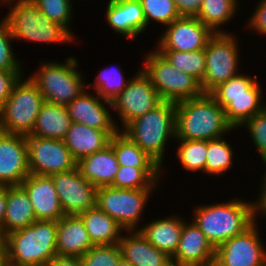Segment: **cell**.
<instances>
[{"mask_svg":"<svg viewBox=\"0 0 266 266\" xmlns=\"http://www.w3.org/2000/svg\"><path fill=\"white\" fill-rule=\"evenodd\" d=\"M230 200V201H228ZM225 202L198 204L192 220L217 249L225 241L245 232L254 224V205L243 198H232Z\"/></svg>","mask_w":266,"mask_h":266,"instance_id":"cell-1","label":"cell"},{"mask_svg":"<svg viewBox=\"0 0 266 266\" xmlns=\"http://www.w3.org/2000/svg\"><path fill=\"white\" fill-rule=\"evenodd\" d=\"M175 140H211L238 130L210 93L175 103Z\"/></svg>","mask_w":266,"mask_h":266,"instance_id":"cell-2","label":"cell"},{"mask_svg":"<svg viewBox=\"0 0 266 266\" xmlns=\"http://www.w3.org/2000/svg\"><path fill=\"white\" fill-rule=\"evenodd\" d=\"M57 221L36 220L3 239L6 266H45L56 253Z\"/></svg>","mask_w":266,"mask_h":266,"instance_id":"cell-3","label":"cell"},{"mask_svg":"<svg viewBox=\"0 0 266 266\" xmlns=\"http://www.w3.org/2000/svg\"><path fill=\"white\" fill-rule=\"evenodd\" d=\"M10 7L4 16L14 41L42 44H70L76 39L61 25L55 23L37 8L31 0H0ZM9 5V6H8Z\"/></svg>","mask_w":266,"mask_h":266,"instance_id":"cell-4","label":"cell"},{"mask_svg":"<svg viewBox=\"0 0 266 266\" xmlns=\"http://www.w3.org/2000/svg\"><path fill=\"white\" fill-rule=\"evenodd\" d=\"M175 125V103L163 101L155 109L132 120L122 132L162 167L166 145L171 142L170 138L175 139Z\"/></svg>","mask_w":266,"mask_h":266,"instance_id":"cell-5","label":"cell"},{"mask_svg":"<svg viewBox=\"0 0 266 266\" xmlns=\"http://www.w3.org/2000/svg\"><path fill=\"white\" fill-rule=\"evenodd\" d=\"M75 56L65 62L39 61V68L29 75L46 102L67 106L86 89L84 74ZM84 78V79H83Z\"/></svg>","mask_w":266,"mask_h":266,"instance_id":"cell-6","label":"cell"},{"mask_svg":"<svg viewBox=\"0 0 266 266\" xmlns=\"http://www.w3.org/2000/svg\"><path fill=\"white\" fill-rule=\"evenodd\" d=\"M44 102L38 86L30 77L22 76L14 85L10 97L0 107V131L30 135Z\"/></svg>","mask_w":266,"mask_h":266,"instance_id":"cell-7","label":"cell"},{"mask_svg":"<svg viewBox=\"0 0 266 266\" xmlns=\"http://www.w3.org/2000/svg\"><path fill=\"white\" fill-rule=\"evenodd\" d=\"M140 68L149 78L163 101L177 103L182 100L201 96L200 82L192 75L176 69L156 49L143 55Z\"/></svg>","mask_w":266,"mask_h":266,"instance_id":"cell-8","label":"cell"},{"mask_svg":"<svg viewBox=\"0 0 266 266\" xmlns=\"http://www.w3.org/2000/svg\"><path fill=\"white\" fill-rule=\"evenodd\" d=\"M234 32L214 33L204 49L206 69L200 83L203 93H211L221 83L240 73V48ZM240 46V47H239Z\"/></svg>","mask_w":266,"mask_h":266,"instance_id":"cell-9","label":"cell"},{"mask_svg":"<svg viewBox=\"0 0 266 266\" xmlns=\"http://www.w3.org/2000/svg\"><path fill=\"white\" fill-rule=\"evenodd\" d=\"M158 190L98 187L97 207L116 220L125 231L138 230L150 195Z\"/></svg>","mask_w":266,"mask_h":266,"instance_id":"cell-10","label":"cell"},{"mask_svg":"<svg viewBox=\"0 0 266 266\" xmlns=\"http://www.w3.org/2000/svg\"><path fill=\"white\" fill-rule=\"evenodd\" d=\"M130 78L126 88L111 101L112 111L121 122L119 130H123L132 120L143 116L148 111L155 109L163 100L149 78L138 68Z\"/></svg>","mask_w":266,"mask_h":266,"instance_id":"cell-11","label":"cell"},{"mask_svg":"<svg viewBox=\"0 0 266 266\" xmlns=\"http://www.w3.org/2000/svg\"><path fill=\"white\" fill-rule=\"evenodd\" d=\"M30 174L51 176L77 167L63 140L26 136Z\"/></svg>","mask_w":266,"mask_h":266,"instance_id":"cell-12","label":"cell"},{"mask_svg":"<svg viewBox=\"0 0 266 266\" xmlns=\"http://www.w3.org/2000/svg\"><path fill=\"white\" fill-rule=\"evenodd\" d=\"M258 222L216 249L214 266H265L266 245L261 241Z\"/></svg>","mask_w":266,"mask_h":266,"instance_id":"cell-13","label":"cell"},{"mask_svg":"<svg viewBox=\"0 0 266 266\" xmlns=\"http://www.w3.org/2000/svg\"><path fill=\"white\" fill-rule=\"evenodd\" d=\"M65 215H79L97 207L98 188L88 182L78 167L51 175Z\"/></svg>","mask_w":266,"mask_h":266,"instance_id":"cell-14","label":"cell"},{"mask_svg":"<svg viewBox=\"0 0 266 266\" xmlns=\"http://www.w3.org/2000/svg\"><path fill=\"white\" fill-rule=\"evenodd\" d=\"M164 27L166 30L157 39L156 50H204L209 38L214 34L196 17H180Z\"/></svg>","mask_w":266,"mask_h":266,"instance_id":"cell-15","label":"cell"},{"mask_svg":"<svg viewBox=\"0 0 266 266\" xmlns=\"http://www.w3.org/2000/svg\"><path fill=\"white\" fill-rule=\"evenodd\" d=\"M68 114L74 123L83 124L101 131H119L114 119L111 101L102 99L96 92L85 89L67 106Z\"/></svg>","mask_w":266,"mask_h":266,"instance_id":"cell-16","label":"cell"},{"mask_svg":"<svg viewBox=\"0 0 266 266\" xmlns=\"http://www.w3.org/2000/svg\"><path fill=\"white\" fill-rule=\"evenodd\" d=\"M29 174L26 136L0 131V186H20Z\"/></svg>","mask_w":266,"mask_h":266,"instance_id":"cell-17","label":"cell"},{"mask_svg":"<svg viewBox=\"0 0 266 266\" xmlns=\"http://www.w3.org/2000/svg\"><path fill=\"white\" fill-rule=\"evenodd\" d=\"M216 249L191 220L183 224L180 241L171 257L173 266H214Z\"/></svg>","mask_w":266,"mask_h":266,"instance_id":"cell-18","label":"cell"},{"mask_svg":"<svg viewBox=\"0 0 266 266\" xmlns=\"http://www.w3.org/2000/svg\"><path fill=\"white\" fill-rule=\"evenodd\" d=\"M20 186L28 194L37 220L58 221L65 215L51 176L29 174Z\"/></svg>","mask_w":266,"mask_h":266,"instance_id":"cell-19","label":"cell"},{"mask_svg":"<svg viewBox=\"0 0 266 266\" xmlns=\"http://www.w3.org/2000/svg\"><path fill=\"white\" fill-rule=\"evenodd\" d=\"M124 233L118 245L121 256L132 266H173L171 257L152 246L138 230Z\"/></svg>","mask_w":266,"mask_h":266,"instance_id":"cell-20","label":"cell"},{"mask_svg":"<svg viewBox=\"0 0 266 266\" xmlns=\"http://www.w3.org/2000/svg\"><path fill=\"white\" fill-rule=\"evenodd\" d=\"M94 244L79 215H64L57 221L56 253L83 256Z\"/></svg>","mask_w":266,"mask_h":266,"instance_id":"cell-21","label":"cell"},{"mask_svg":"<svg viewBox=\"0 0 266 266\" xmlns=\"http://www.w3.org/2000/svg\"><path fill=\"white\" fill-rule=\"evenodd\" d=\"M118 131H101L89 126L72 122L64 144L76 162L95 152L101 151L110 144L111 137Z\"/></svg>","mask_w":266,"mask_h":266,"instance_id":"cell-22","label":"cell"},{"mask_svg":"<svg viewBox=\"0 0 266 266\" xmlns=\"http://www.w3.org/2000/svg\"><path fill=\"white\" fill-rule=\"evenodd\" d=\"M153 219L151 222L144 223L138 231L154 247L165 252L172 257L177 250L183 224L187 218L179 215Z\"/></svg>","mask_w":266,"mask_h":266,"instance_id":"cell-23","label":"cell"},{"mask_svg":"<svg viewBox=\"0 0 266 266\" xmlns=\"http://www.w3.org/2000/svg\"><path fill=\"white\" fill-rule=\"evenodd\" d=\"M81 175L94 186H111L119 164L113 148L108 145L101 151L95 152L77 162Z\"/></svg>","mask_w":266,"mask_h":266,"instance_id":"cell-24","label":"cell"},{"mask_svg":"<svg viewBox=\"0 0 266 266\" xmlns=\"http://www.w3.org/2000/svg\"><path fill=\"white\" fill-rule=\"evenodd\" d=\"M36 220L33 206L26 191L21 186H6L3 238L11 232L30 226Z\"/></svg>","mask_w":266,"mask_h":266,"instance_id":"cell-25","label":"cell"},{"mask_svg":"<svg viewBox=\"0 0 266 266\" xmlns=\"http://www.w3.org/2000/svg\"><path fill=\"white\" fill-rule=\"evenodd\" d=\"M71 124L72 120L66 106L45 101L41 106L34 129L27 136L63 140Z\"/></svg>","mask_w":266,"mask_h":266,"instance_id":"cell-26","label":"cell"},{"mask_svg":"<svg viewBox=\"0 0 266 266\" xmlns=\"http://www.w3.org/2000/svg\"><path fill=\"white\" fill-rule=\"evenodd\" d=\"M94 245L118 244L124 229L98 207L79 214Z\"/></svg>","mask_w":266,"mask_h":266,"instance_id":"cell-27","label":"cell"},{"mask_svg":"<svg viewBox=\"0 0 266 266\" xmlns=\"http://www.w3.org/2000/svg\"><path fill=\"white\" fill-rule=\"evenodd\" d=\"M214 98L223 108L228 122L234 127V129H240L247 120L261 112L266 107V102L264 101L263 96Z\"/></svg>","mask_w":266,"mask_h":266,"instance_id":"cell-28","label":"cell"},{"mask_svg":"<svg viewBox=\"0 0 266 266\" xmlns=\"http://www.w3.org/2000/svg\"><path fill=\"white\" fill-rule=\"evenodd\" d=\"M239 2V0H204L196 18L213 33H228L223 26L238 15Z\"/></svg>","mask_w":266,"mask_h":266,"instance_id":"cell-29","label":"cell"},{"mask_svg":"<svg viewBox=\"0 0 266 266\" xmlns=\"http://www.w3.org/2000/svg\"><path fill=\"white\" fill-rule=\"evenodd\" d=\"M109 145L114 150L119 166H130L135 168H164L140 147H138L121 130L111 137Z\"/></svg>","mask_w":266,"mask_h":266,"instance_id":"cell-30","label":"cell"},{"mask_svg":"<svg viewBox=\"0 0 266 266\" xmlns=\"http://www.w3.org/2000/svg\"><path fill=\"white\" fill-rule=\"evenodd\" d=\"M162 169L119 166L111 186L124 189H156L161 187L160 177L164 172Z\"/></svg>","mask_w":266,"mask_h":266,"instance_id":"cell-31","label":"cell"},{"mask_svg":"<svg viewBox=\"0 0 266 266\" xmlns=\"http://www.w3.org/2000/svg\"><path fill=\"white\" fill-rule=\"evenodd\" d=\"M226 135L207 140V153L205 163V175L220 177L226 174L234 161V149Z\"/></svg>","mask_w":266,"mask_h":266,"instance_id":"cell-32","label":"cell"},{"mask_svg":"<svg viewBox=\"0 0 266 266\" xmlns=\"http://www.w3.org/2000/svg\"><path fill=\"white\" fill-rule=\"evenodd\" d=\"M123 70L117 66H107L100 69L92 83L86 82V89L90 88L102 98L108 101L115 99L127 86L130 77L127 79Z\"/></svg>","mask_w":266,"mask_h":266,"instance_id":"cell-33","label":"cell"},{"mask_svg":"<svg viewBox=\"0 0 266 266\" xmlns=\"http://www.w3.org/2000/svg\"><path fill=\"white\" fill-rule=\"evenodd\" d=\"M176 69L192 75L200 83L206 69L204 50L181 52L174 50H157Z\"/></svg>","mask_w":266,"mask_h":266,"instance_id":"cell-34","label":"cell"},{"mask_svg":"<svg viewBox=\"0 0 266 266\" xmlns=\"http://www.w3.org/2000/svg\"><path fill=\"white\" fill-rule=\"evenodd\" d=\"M178 141V142H177ZM175 155L185 171L205 174L207 140H176Z\"/></svg>","mask_w":266,"mask_h":266,"instance_id":"cell-35","label":"cell"},{"mask_svg":"<svg viewBox=\"0 0 266 266\" xmlns=\"http://www.w3.org/2000/svg\"><path fill=\"white\" fill-rule=\"evenodd\" d=\"M258 78L240 72L228 81L221 83L210 94L213 97L263 96ZM262 92V93H261Z\"/></svg>","mask_w":266,"mask_h":266,"instance_id":"cell-36","label":"cell"},{"mask_svg":"<svg viewBox=\"0 0 266 266\" xmlns=\"http://www.w3.org/2000/svg\"><path fill=\"white\" fill-rule=\"evenodd\" d=\"M39 10H41L49 20L58 23L65 28L75 39L72 32V21L74 9L73 0H31Z\"/></svg>","mask_w":266,"mask_h":266,"instance_id":"cell-37","label":"cell"},{"mask_svg":"<svg viewBox=\"0 0 266 266\" xmlns=\"http://www.w3.org/2000/svg\"><path fill=\"white\" fill-rule=\"evenodd\" d=\"M146 20V31L151 23L169 25L180 15L173 0H140Z\"/></svg>","mask_w":266,"mask_h":266,"instance_id":"cell-38","label":"cell"},{"mask_svg":"<svg viewBox=\"0 0 266 266\" xmlns=\"http://www.w3.org/2000/svg\"><path fill=\"white\" fill-rule=\"evenodd\" d=\"M121 258L118 244L94 245L83 256L79 257L80 266H117Z\"/></svg>","mask_w":266,"mask_h":266,"instance_id":"cell-39","label":"cell"},{"mask_svg":"<svg viewBox=\"0 0 266 266\" xmlns=\"http://www.w3.org/2000/svg\"><path fill=\"white\" fill-rule=\"evenodd\" d=\"M14 40L6 19L0 21V70L25 71L24 63L16 58L12 41ZM23 64V65H22Z\"/></svg>","mask_w":266,"mask_h":266,"instance_id":"cell-40","label":"cell"},{"mask_svg":"<svg viewBox=\"0 0 266 266\" xmlns=\"http://www.w3.org/2000/svg\"><path fill=\"white\" fill-rule=\"evenodd\" d=\"M247 129L261 161L266 160V107L252 118L247 120L240 128Z\"/></svg>","mask_w":266,"mask_h":266,"instance_id":"cell-41","label":"cell"},{"mask_svg":"<svg viewBox=\"0 0 266 266\" xmlns=\"http://www.w3.org/2000/svg\"><path fill=\"white\" fill-rule=\"evenodd\" d=\"M105 20L111 30L128 39V21L126 16V0H107Z\"/></svg>","mask_w":266,"mask_h":266,"instance_id":"cell-42","label":"cell"},{"mask_svg":"<svg viewBox=\"0 0 266 266\" xmlns=\"http://www.w3.org/2000/svg\"><path fill=\"white\" fill-rule=\"evenodd\" d=\"M128 39H135L146 30V20L140 0H126Z\"/></svg>","mask_w":266,"mask_h":266,"instance_id":"cell-43","label":"cell"},{"mask_svg":"<svg viewBox=\"0 0 266 266\" xmlns=\"http://www.w3.org/2000/svg\"><path fill=\"white\" fill-rule=\"evenodd\" d=\"M24 75L25 71L0 70V107L10 97L14 85Z\"/></svg>","mask_w":266,"mask_h":266,"instance_id":"cell-44","label":"cell"},{"mask_svg":"<svg viewBox=\"0 0 266 266\" xmlns=\"http://www.w3.org/2000/svg\"><path fill=\"white\" fill-rule=\"evenodd\" d=\"M252 13V16L245 25V28L266 36V0L257 2L256 8Z\"/></svg>","mask_w":266,"mask_h":266,"instance_id":"cell-45","label":"cell"},{"mask_svg":"<svg viewBox=\"0 0 266 266\" xmlns=\"http://www.w3.org/2000/svg\"><path fill=\"white\" fill-rule=\"evenodd\" d=\"M180 17H197L204 0H173Z\"/></svg>","mask_w":266,"mask_h":266,"instance_id":"cell-46","label":"cell"},{"mask_svg":"<svg viewBox=\"0 0 266 266\" xmlns=\"http://www.w3.org/2000/svg\"><path fill=\"white\" fill-rule=\"evenodd\" d=\"M259 196L253 201L254 205V222H260L258 219L262 216L266 219V187L259 188ZM258 218V219H257Z\"/></svg>","mask_w":266,"mask_h":266,"instance_id":"cell-47","label":"cell"},{"mask_svg":"<svg viewBox=\"0 0 266 266\" xmlns=\"http://www.w3.org/2000/svg\"><path fill=\"white\" fill-rule=\"evenodd\" d=\"M45 266H80L79 257L56 254Z\"/></svg>","mask_w":266,"mask_h":266,"instance_id":"cell-48","label":"cell"},{"mask_svg":"<svg viewBox=\"0 0 266 266\" xmlns=\"http://www.w3.org/2000/svg\"><path fill=\"white\" fill-rule=\"evenodd\" d=\"M6 211V186H0V239H3V222Z\"/></svg>","mask_w":266,"mask_h":266,"instance_id":"cell-49","label":"cell"},{"mask_svg":"<svg viewBox=\"0 0 266 266\" xmlns=\"http://www.w3.org/2000/svg\"><path fill=\"white\" fill-rule=\"evenodd\" d=\"M0 266H6L5 265V251H4V245L2 239H0Z\"/></svg>","mask_w":266,"mask_h":266,"instance_id":"cell-50","label":"cell"},{"mask_svg":"<svg viewBox=\"0 0 266 266\" xmlns=\"http://www.w3.org/2000/svg\"><path fill=\"white\" fill-rule=\"evenodd\" d=\"M117 266H132L131 263L124 259L122 256L121 258L119 259L118 263H117Z\"/></svg>","mask_w":266,"mask_h":266,"instance_id":"cell-51","label":"cell"},{"mask_svg":"<svg viewBox=\"0 0 266 266\" xmlns=\"http://www.w3.org/2000/svg\"><path fill=\"white\" fill-rule=\"evenodd\" d=\"M263 165L265 166V172L263 173L264 175H262L263 180H261V186L260 187H266V160L262 162Z\"/></svg>","mask_w":266,"mask_h":266,"instance_id":"cell-52","label":"cell"}]
</instances>
